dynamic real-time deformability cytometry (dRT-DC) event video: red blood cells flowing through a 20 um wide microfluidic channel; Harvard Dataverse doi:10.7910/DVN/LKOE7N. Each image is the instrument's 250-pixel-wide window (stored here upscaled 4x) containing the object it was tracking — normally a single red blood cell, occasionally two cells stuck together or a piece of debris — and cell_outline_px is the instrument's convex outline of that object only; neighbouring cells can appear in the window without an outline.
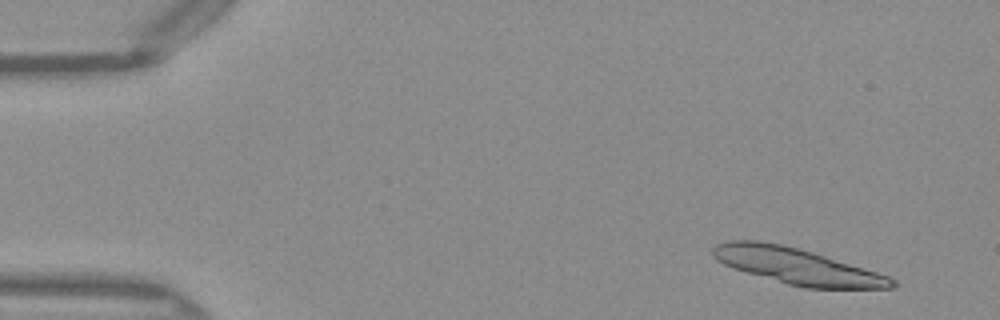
{"species": "Egyptian fruit bat (a non-hibernating species)", "species_latin": "Rousettus aegyptiacus", "temperature_condition": "warm", "stored_images_in_passage": 12, "camera_frame_rate_fps": 3000, "um_per_image_px": 0.085, "frame": {"image": 1, "passage_image": 3, "time_ms": 0.667, "image_size_px": [1000, 320], "cell_outline_px": [[896, 288], [804, 288], [788, 284], [732, 268], [716, 260], [712, 256], [712, 248], [716, 244], [728, 240], [756, 240], [780, 244], [812, 252], [876, 272], [888, 276], [896, 280]], "centroid_in_image_um": [67.7, 22.62], "position_along_channel_um": 17.3, "area_um2": 37.22}}